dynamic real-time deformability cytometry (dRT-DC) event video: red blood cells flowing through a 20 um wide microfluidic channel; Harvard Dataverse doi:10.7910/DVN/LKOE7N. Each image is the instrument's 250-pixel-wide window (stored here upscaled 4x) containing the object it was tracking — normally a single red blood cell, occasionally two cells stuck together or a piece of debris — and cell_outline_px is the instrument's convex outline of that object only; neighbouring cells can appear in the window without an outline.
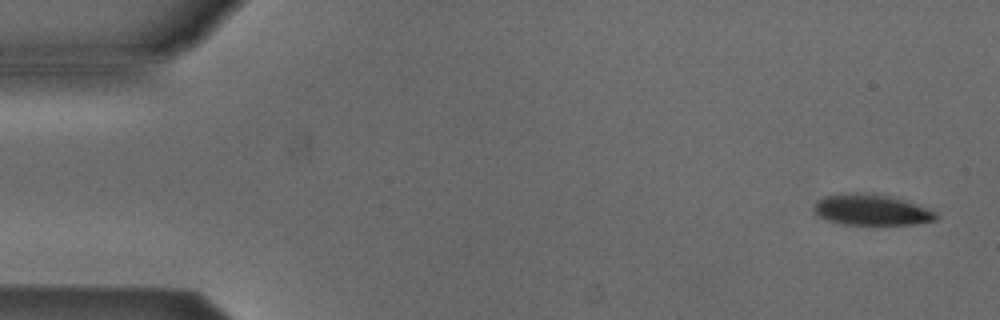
{"species": "Egyptian fruit bat (a non-hibernating species)", "species_latin": "Rousettus aegyptiacus", "temperature_condition": "cold", "stored_images_in_passage": 4, "camera_frame_rate_fps": 3000, "um_per_image_px": 0.085, "animal": {"sex": "male"}, "frame": {"image": 1, "passage_image": 1, "time_ms": 0.0, "image_size_px": [1000, 320], "cell_outline_px": [[940, 216], [936, 220], [916, 224], [844, 224], [828, 220], [820, 216], [812, 208], [816, 200], [824, 196], [856, 192], [888, 196], [904, 200], [928, 208], [936, 212]], "centroid_in_image_um": [74.09, 17.84], "position_along_channel_um": 10.9, "area_um2": 21.79}}
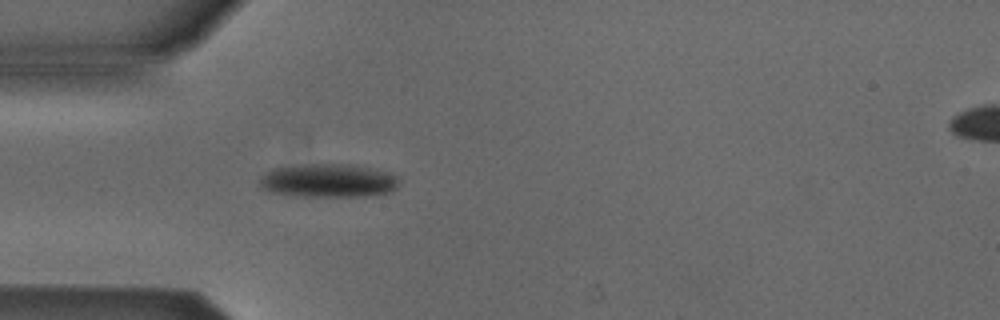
{"frame": {"image": 2, "passage_image": 4, "time_ms": 1.0, "image_size_px": [1000, 320], "cell_outline_px": [[400, 184], [392, 192], [364, 196], [304, 196], [268, 192], [260, 188], [260, 176], [264, 172], [272, 168], [300, 164], [352, 164], [388, 172], [396, 176]], "centroid_in_image_um": [27.87, 15.34], "position_along_channel_um": 57.1, "area_um2": 27.51}}